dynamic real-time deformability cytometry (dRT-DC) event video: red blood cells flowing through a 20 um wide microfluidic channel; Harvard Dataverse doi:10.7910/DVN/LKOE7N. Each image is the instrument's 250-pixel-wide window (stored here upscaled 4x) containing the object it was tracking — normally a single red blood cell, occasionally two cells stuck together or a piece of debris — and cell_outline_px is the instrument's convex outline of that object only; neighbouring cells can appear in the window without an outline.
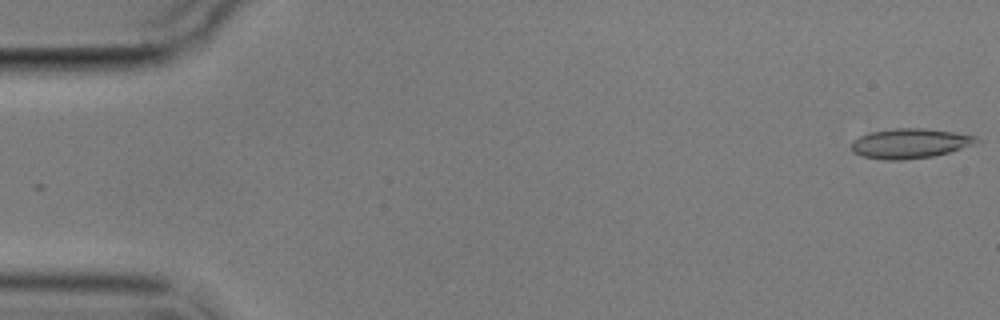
{"species": "common noctule bat (a hibernating species)", "species_latin": "Nyctalus noctula", "temperature_condition": "cold", "stored_images_in_passage": 9, "camera_frame_rate_fps": 3000, "um_per_image_px": 0.085, "animal": {"sex": "male", "body_mass_g": 17.9}, "frame": {"image": 1, "passage_image": 1, "time_ms": 0.0, "image_size_px": [1000, 320], "cell_outline_px": [[980, 140], [972, 144], [948, 152], [932, 156], [900, 160], [884, 160], [864, 156], [852, 152], [852, 140], [860, 136], [872, 132], [896, 128], [924, 128], [956, 132], [976, 136]], "centroid_in_image_um": [77.32, 12.18], "position_along_channel_um": 7.7, "area_um2": 21.44}}
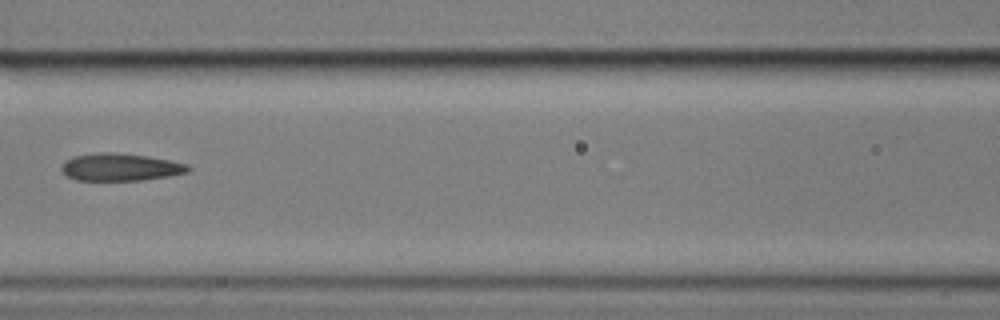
{"frame": {"image": 2, "passage_image": 7, "time_ms": 8.0, "image_size_px": [1000, 320], "cell_outline_px": [[192, 168], [188, 172], [168, 176], [144, 180], [76, 180], [68, 176], [60, 168], [64, 160], [72, 156], [96, 152], [112, 152], [148, 156], [172, 160], [188, 164]], "centroid_in_image_um": [10.24, 14.19], "position_along_channel_um": 156.4, "area_um2": 20.46}}
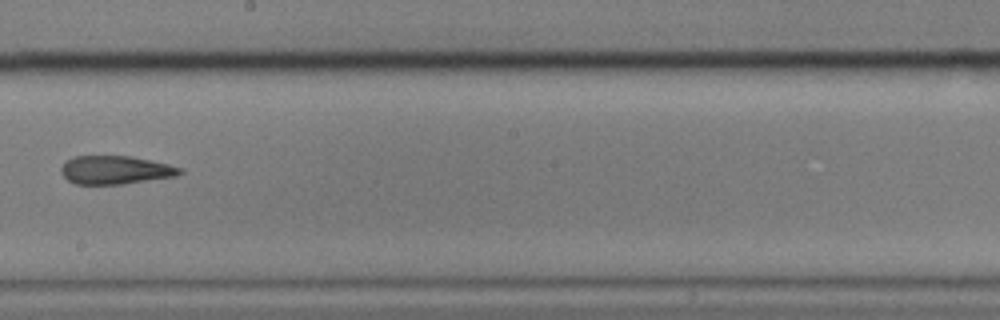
{"frame": {"image": 3, "passage_image": 9, "time_ms": 10.333, "image_size_px": [1000, 320], "cell_outline_px": [[184, 172], [176, 176], [120, 184], [76, 184], [68, 180], [60, 172], [60, 168], [64, 160], [72, 156], [132, 156], [168, 164], [184, 168]], "centroid_in_image_um": [9.79, 14.43], "position_along_channel_um": 238.4, "area_um2": 19.77}}